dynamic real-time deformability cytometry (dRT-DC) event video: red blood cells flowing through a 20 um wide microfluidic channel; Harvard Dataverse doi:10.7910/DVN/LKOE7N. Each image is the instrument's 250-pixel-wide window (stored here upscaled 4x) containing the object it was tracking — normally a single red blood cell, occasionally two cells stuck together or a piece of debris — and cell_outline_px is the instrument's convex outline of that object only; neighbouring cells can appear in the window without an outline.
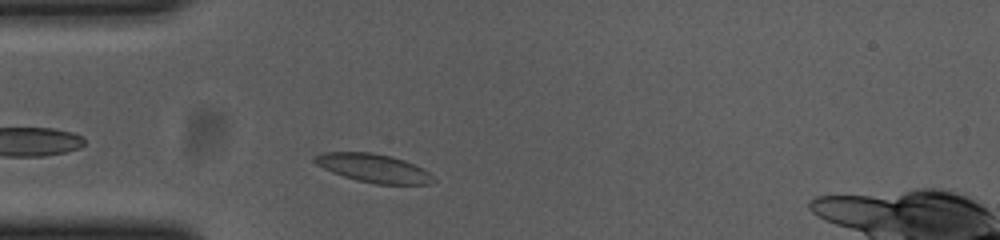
{"species": "common noctule bat (a hibernating species)", "species_latin": "Nyctalus noctula", "temperature_condition": "cold", "stored_images_in_passage": 39, "camera_frame_rate_fps": 3000, "um_per_image_px": 0.085, "animal": {"sex": "female", "body_mass_g": 23.0, "forearm_length_mm": 53.4}, "frame": {"image": 1, "passage_image": 4, "time_ms": 1.0, "image_size_px": [1000, 240], "cell_outline_px": [[436, 180], [432, 184], [376, 184], [356, 180], [332, 172], [316, 164], [312, 160], [316, 156], [324, 152], [372, 152], [392, 156], [404, 160], [428, 172]], "centroid_in_image_um": [31.75, 14.29], "position_along_channel_um": 53.3, "area_um2": 19.54}}
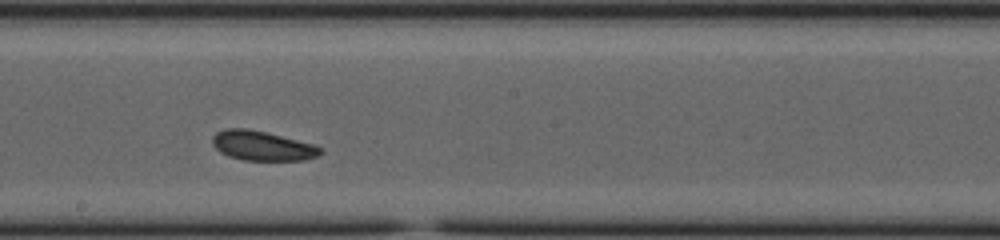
{"frame": {"image": 2, "passage_image": 19, "time_ms": 6.0, "image_size_px": [1000, 240], "cell_outline_px": [[324, 152], [316, 156], [304, 160], [244, 160], [228, 156], [220, 152], [212, 144], [212, 136], [216, 132], [224, 128], [244, 128], [264, 132], [312, 144], [324, 148]], "centroid_in_image_um": [22.26, 12.39], "position_along_channel_um": 225.9, "area_um2": 18.5}}
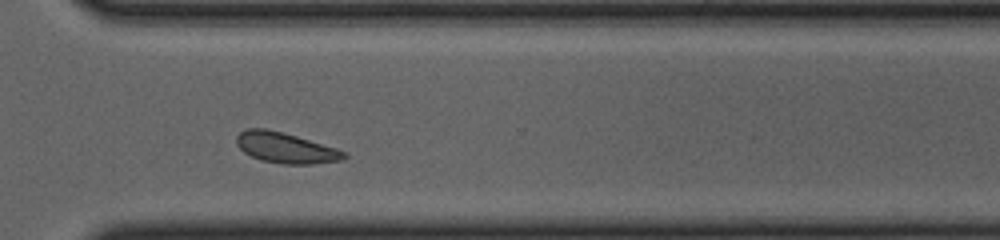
{"frame": {"image": 3, "passage_image": 29, "time_ms": 9.333, "image_size_px": [1000, 240], "cell_outline_px": [[348, 156], [344, 160], [312, 164], [284, 164], [260, 160], [244, 152], [236, 144], [236, 136], [240, 132], [248, 128], [264, 128], [296, 136], [336, 148], [348, 152]], "centroid_in_image_um": [24.3, 12.57], "position_along_channel_um": 346.3, "area_um2": 19.13}, "authors_computed_cell_mechanics": {"area_um2": 19.1318, "velocity_mm_per_s": 3.6072, "shape_relaxation_time_tau1_ms": null, "shape_relaxation_time_tau2_ms": 4.3119, "deformation_change_tau1": null, "deformation_change_tau2": 0.0981}}